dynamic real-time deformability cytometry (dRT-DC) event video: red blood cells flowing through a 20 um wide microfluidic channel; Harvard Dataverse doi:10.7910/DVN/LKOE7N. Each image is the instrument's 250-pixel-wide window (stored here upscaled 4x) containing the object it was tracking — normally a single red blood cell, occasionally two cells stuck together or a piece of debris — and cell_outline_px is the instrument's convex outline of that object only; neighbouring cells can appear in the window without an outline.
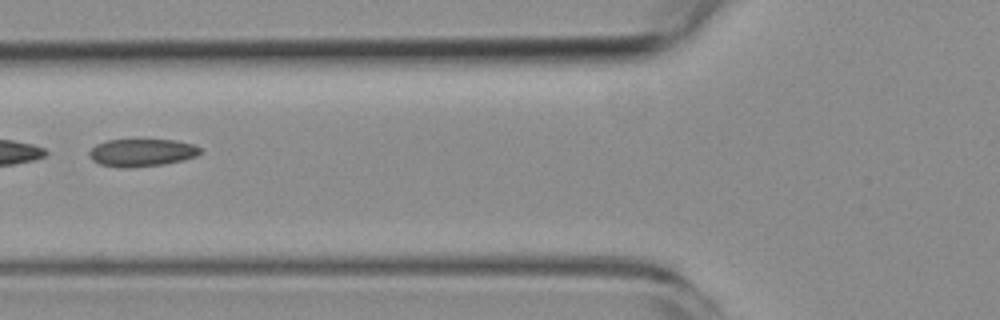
{"species": "common noctule bat (a hibernating species)", "species_latin": "Nyctalus noctula", "temperature_condition": "room temperature", "stored_images_in_passage": 2, "camera_frame_rate_fps": 3000, "um_per_image_px": 0.085, "animal": {"sex": "female", "body_mass_g": 19.3, "forearm_length_mm": 54.1}, "frame": {"image": 1, "passage_image": 2, "time_ms": 1.0, "image_size_px": [1000, 320], "cell_outline_px": [[200, 152], [196, 156], [184, 160], [164, 164], [128, 168], [120, 168], [100, 164], [92, 160], [88, 156], [88, 152], [96, 144], [108, 140], [176, 140], [192, 144], [200, 148]], "centroid_in_image_um": [12.02, 12.98], "position_along_channel_um": 113.8, "area_um2": 17.86}}